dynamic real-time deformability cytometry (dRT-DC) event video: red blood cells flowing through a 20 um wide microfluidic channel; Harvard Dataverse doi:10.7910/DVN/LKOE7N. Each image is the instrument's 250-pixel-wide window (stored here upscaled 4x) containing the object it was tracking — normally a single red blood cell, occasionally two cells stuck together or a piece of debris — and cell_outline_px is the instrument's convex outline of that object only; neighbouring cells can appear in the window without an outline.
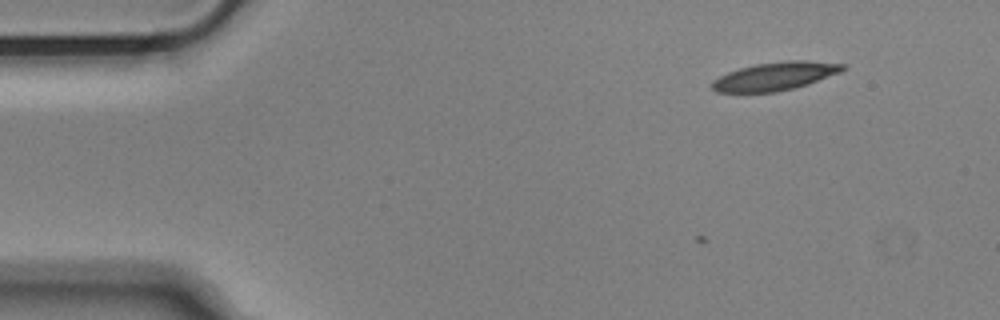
{"species": "Egyptian fruit bat (a non-hibernating species)", "species_latin": "Rousettus aegyptiacus", "temperature_condition": "cold", "stored_images_in_passage": 5, "camera_frame_rate_fps": 3000, "um_per_image_px": 0.085, "animal": {"sex": "male"}, "frame": {"image": 1, "passage_image": 5, "time_ms": 1.333, "image_size_px": [1000, 320], "cell_outline_px": [[848, 68], [840, 72], [808, 84], [776, 92], [716, 92], [712, 88], [712, 80], [728, 72], [740, 68], [756, 64], [784, 60], [808, 60], [844, 64]], "centroid_in_image_um": [65.9, 6.47], "position_along_channel_um": 19.1, "area_um2": 21.44}}